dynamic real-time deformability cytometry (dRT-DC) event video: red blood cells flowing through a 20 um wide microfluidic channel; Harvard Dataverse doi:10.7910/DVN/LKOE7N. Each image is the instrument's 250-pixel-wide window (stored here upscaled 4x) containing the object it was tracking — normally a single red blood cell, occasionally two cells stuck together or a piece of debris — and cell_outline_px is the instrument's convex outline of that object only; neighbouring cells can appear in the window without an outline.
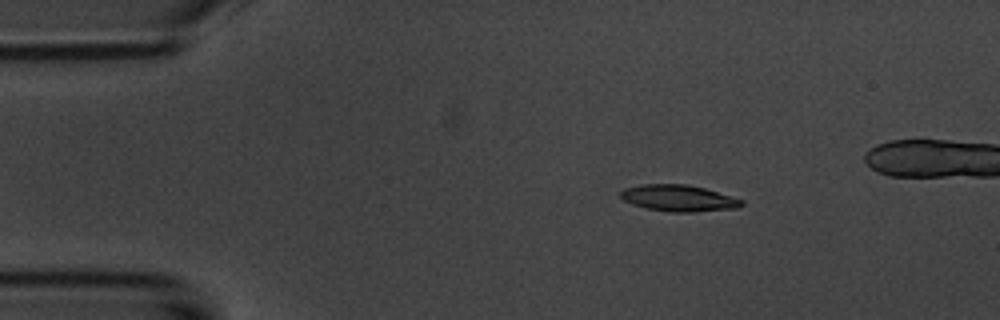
{"species": "common noctule bat (a hibernating species)", "species_latin": "Nyctalus noctula", "temperature_condition": "room temperature", "stored_images_in_passage": 44, "camera_frame_rate_fps": 3000, "um_per_image_px": 0.085, "animal": {"sex": "male", "body_mass_g": 20.1, "forearm_length_mm": 53.5}, "frame": {"image": 1, "passage_image": 1, "time_ms": 0.0, "image_size_px": [1000, 320], "cell_outline_px": [[744, 204], [740, 208], [692, 212], [668, 212], [648, 208], [632, 204], [624, 200], [620, 196], [620, 192], [624, 188], [640, 184], [688, 184], [704, 188], [744, 200]], "centroid_in_image_um": [57.7, 16.84], "position_along_channel_um": 27.3, "area_um2": 18.73}}
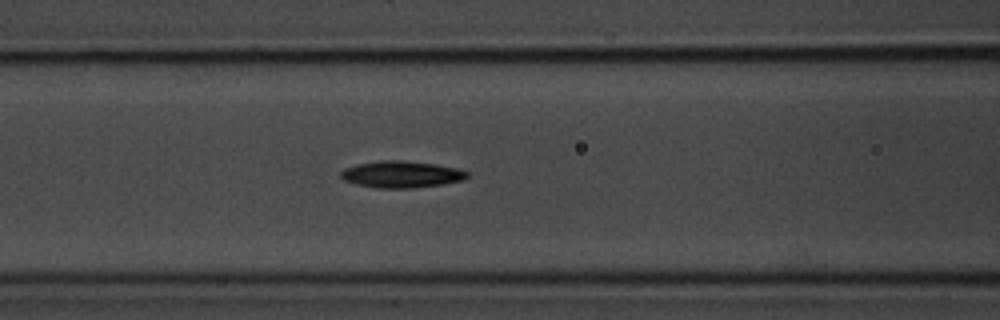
{"frame": {"image": 2, "passage_image": 14, "time_ms": 4.333, "image_size_px": [1000, 320], "cell_outline_px": [[468, 176], [464, 180], [444, 184], [412, 188], [376, 188], [356, 184], [344, 180], [340, 176], [340, 172], [344, 168], [356, 164], [380, 160], [404, 160], [436, 164], [456, 168], [468, 172]], "centroid_in_image_um": [34.1, 14.82], "position_along_channel_um": 132.5, "area_um2": 19.83}}
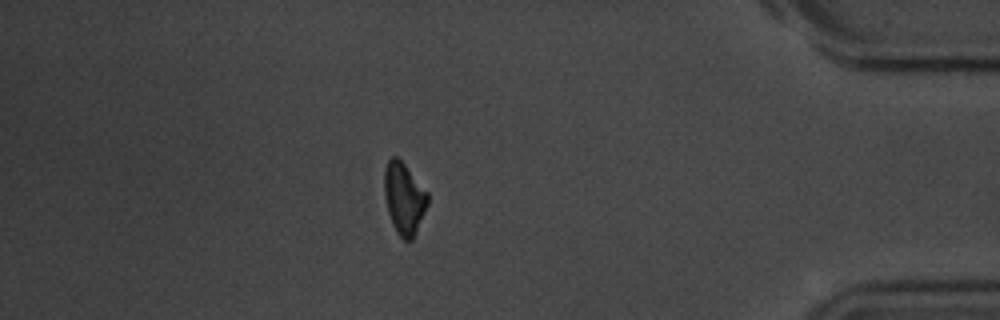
{"frame": {"image": 3, "passage_image": 39, "time_ms": 12.667, "image_size_px": [1000, 320], "cell_outline_px": [[428, 204], [416, 232], [412, 240], [404, 240], [396, 232], [392, 224], [388, 212], [384, 196], [384, 168], [388, 160], [392, 156], [396, 156], [404, 164], [428, 192]], "centroid_in_image_um": [34.33, 16.86], "position_along_channel_um": 400.9, "area_um2": 18.09}, "authors_computed_cell_mechanics": {"area_um2": 18.5249, "velocity_mm_per_s": 3.7053, "shape_relaxation_time_tau1_ms": 2.2131, "shape_relaxation_time_tau2_ms": null, "deformation_change_tau1": 0.0963, "deformation_change_tau2": null}}